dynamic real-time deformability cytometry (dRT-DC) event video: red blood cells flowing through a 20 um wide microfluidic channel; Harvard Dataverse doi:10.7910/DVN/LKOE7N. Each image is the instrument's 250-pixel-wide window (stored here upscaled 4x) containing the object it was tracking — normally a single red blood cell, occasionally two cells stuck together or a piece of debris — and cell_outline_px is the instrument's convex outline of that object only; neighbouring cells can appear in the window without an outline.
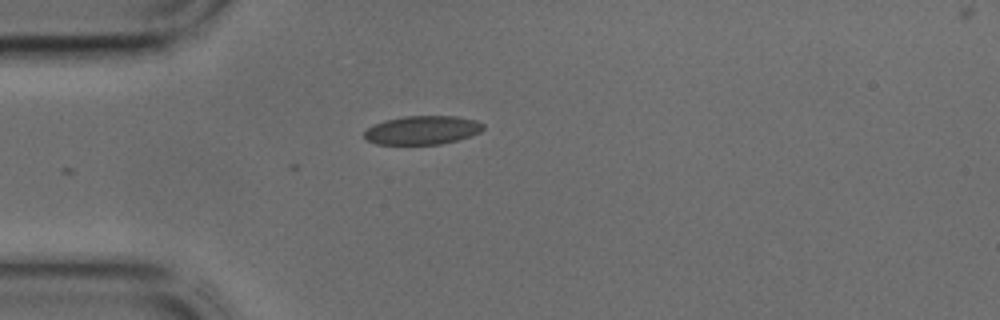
{"species": "common noctule bat (a hibernating species)", "species_latin": "Nyctalus noctula", "temperature_condition": "cold", "stored_images_in_passage": 5, "camera_frame_rate_fps": 3000, "um_per_image_px": 0.085, "animal": {"sex": "male", "body_mass_g": 17.9, "forearm_length_mm": 54.2}, "frame": {"image": 1, "passage_image": 1, "time_ms": 0.0, "image_size_px": [1000, 320], "cell_outline_px": [[484, 128], [480, 132], [472, 136], [440, 144], [376, 144], [368, 140], [364, 136], [364, 132], [372, 124], [384, 120], [404, 116], [456, 116], [476, 120], [484, 124]], "centroid_in_image_um": [35.91, 11.05], "position_along_channel_um": 49.1, "area_um2": 19.94}}